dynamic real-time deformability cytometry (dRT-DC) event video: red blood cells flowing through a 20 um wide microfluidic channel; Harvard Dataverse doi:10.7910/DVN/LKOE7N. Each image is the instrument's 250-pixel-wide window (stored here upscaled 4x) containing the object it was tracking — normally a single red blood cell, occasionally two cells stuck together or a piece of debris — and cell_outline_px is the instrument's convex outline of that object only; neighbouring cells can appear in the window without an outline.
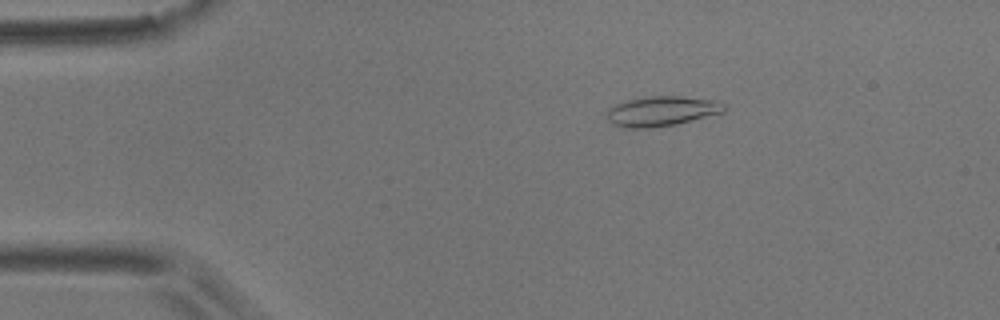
{"species": "common noctule bat (a hibernating species)", "species_latin": "Nyctalus noctula", "temperature_condition": "room temperature", "stored_images_in_passage": 5, "camera_frame_rate_fps": 3000, "um_per_image_px": 0.085, "animal": {"sex": "male", "body_mass_g": 17.9}, "frame": {"image": 1, "passage_image": 5, "time_ms": 4.667, "image_size_px": [1000, 320], "cell_outline_px": [[728, 108], [724, 112], [676, 124], [652, 128], [624, 128], [612, 124], [608, 120], [608, 108], [616, 104], [628, 100], [652, 96], [684, 96], [716, 100], [724, 104]], "centroid_in_image_um": [56.27, 9.45], "position_along_channel_um": 28.7, "area_um2": 20.52}}